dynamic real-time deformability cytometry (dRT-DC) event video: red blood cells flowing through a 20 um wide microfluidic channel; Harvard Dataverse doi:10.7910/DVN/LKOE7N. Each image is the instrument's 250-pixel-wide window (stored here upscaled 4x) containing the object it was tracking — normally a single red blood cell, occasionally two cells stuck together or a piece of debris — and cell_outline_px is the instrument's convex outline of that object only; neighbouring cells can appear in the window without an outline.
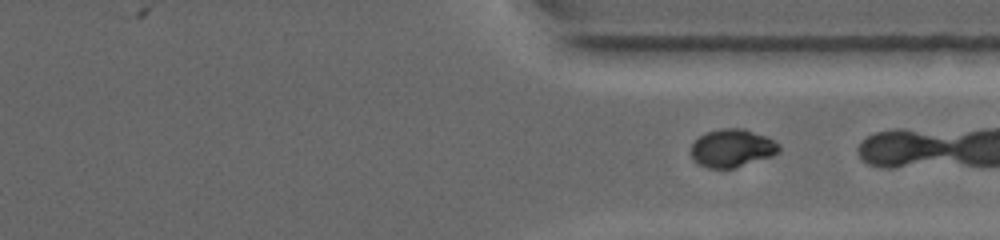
{"species": "common noctule bat (a hibernating species)", "species_latin": "Nyctalus noctula", "temperature_condition": "warm", "stored_images_in_passage": 13, "camera_frame_rate_fps": 4500, "um_per_image_px": 0.085, "animal": {"sex": "female", "body_mass_g": 19.0, "forearm_length_mm": 53.3}, "frame": {"image": 1, "passage_image": 13, "time_ms": 10.667, "image_size_px": [1000, 240], "cell_outline_px": [[780, 152], [772, 156], [732, 168], [708, 168], [696, 164], [692, 160], [692, 144], [700, 136], [708, 132], [724, 128], [744, 128], [764, 136], [780, 144]], "centroid_in_image_um": [62.22, 12.6], "position_along_channel_um": 349.2, "area_um2": 19.31}}